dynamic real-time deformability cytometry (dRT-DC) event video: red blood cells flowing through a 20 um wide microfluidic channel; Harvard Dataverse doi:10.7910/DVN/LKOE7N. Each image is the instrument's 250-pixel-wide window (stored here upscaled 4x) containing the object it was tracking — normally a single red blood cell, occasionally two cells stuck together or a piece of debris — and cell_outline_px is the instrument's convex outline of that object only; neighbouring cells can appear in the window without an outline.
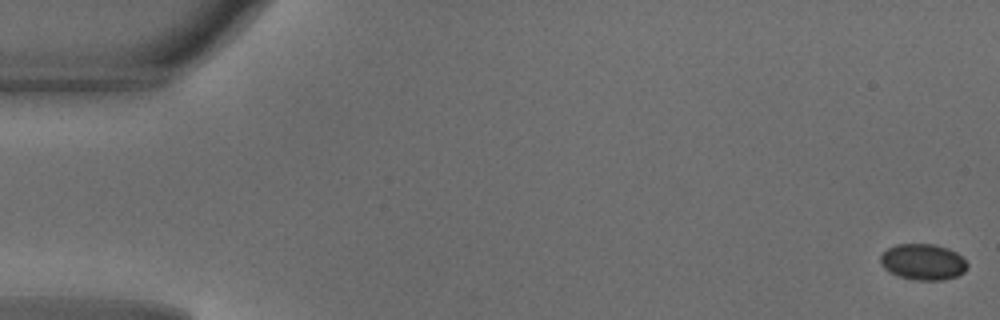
{"species": "common noctule bat (a hibernating species)", "species_latin": "Nyctalus noctula", "temperature_condition": "warm", "stored_images_in_passage": 8, "camera_frame_rate_fps": 3000, "um_per_image_px": 0.085, "animal": {"sex": "male", "body_mass_g": 18.8}, "frame": {"image": 1, "passage_image": 1, "time_ms": 0.0, "image_size_px": [1000, 320], "cell_outline_px": [[968, 268], [964, 272], [956, 276], [944, 280], [916, 280], [900, 276], [888, 272], [884, 268], [880, 260], [880, 256], [888, 248], [896, 244], [932, 244], [948, 248], [956, 252], [968, 264]], "centroid_in_image_um": [78.46, 22.26], "position_along_channel_um": 6.5, "area_um2": 18.21}}